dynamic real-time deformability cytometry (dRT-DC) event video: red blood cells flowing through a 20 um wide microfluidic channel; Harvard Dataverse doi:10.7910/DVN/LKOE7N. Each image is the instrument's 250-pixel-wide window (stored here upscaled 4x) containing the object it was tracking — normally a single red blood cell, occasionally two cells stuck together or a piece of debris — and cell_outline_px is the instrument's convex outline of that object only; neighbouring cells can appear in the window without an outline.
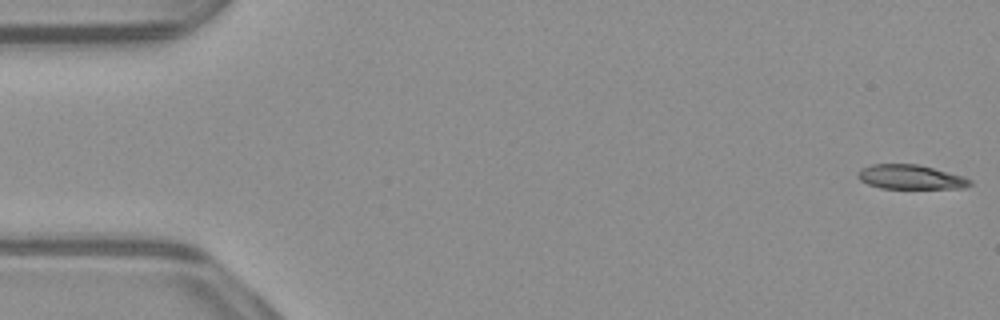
{"species": "common noctule bat (a hibernating species)", "species_latin": "Nyctalus noctula", "temperature_condition": "warm", "stored_images_in_passage": 47, "camera_frame_rate_fps": 3000, "um_per_image_px": 0.085, "animal": {"sex": "male", "body_mass_g": 23.1, "forearm_length_mm": 52.7}, "frame": {"image": 1, "passage_image": 1, "time_ms": 0.0, "image_size_px": [1000, 320], "cell_outline_px": [[972, 184], [964, 188], [880, 188], [868, 184], [860, 180], [856, 176], [856, 172], [860, 168], [872, 164], [916, 164], [964, 176], [972, 180]], "centroid_in_image_um": [77.36, 15.04], "position_along_channel_um": 7.6, "area_um2": 15.95}}
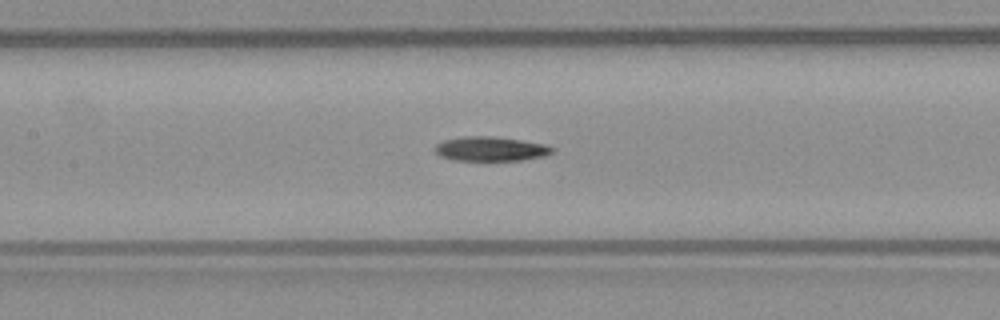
{"frame": {"image": 2, "passage_image": 24, "time_ms": 7.667, "image_size_px": [1000, 320], "cell_outline_px": [[556, 148], [552, 152], [544, 156], [520, 160], [452, 160], [440, 156], [432, 148], [436, 144], [444, 140], [464, 136], [492, 136], [520, 140], [544, 144]], "centroid_in_image_um": [41.67, 12.65], "position_along_channel_um": 165.7, "area_um2": 16.65}}
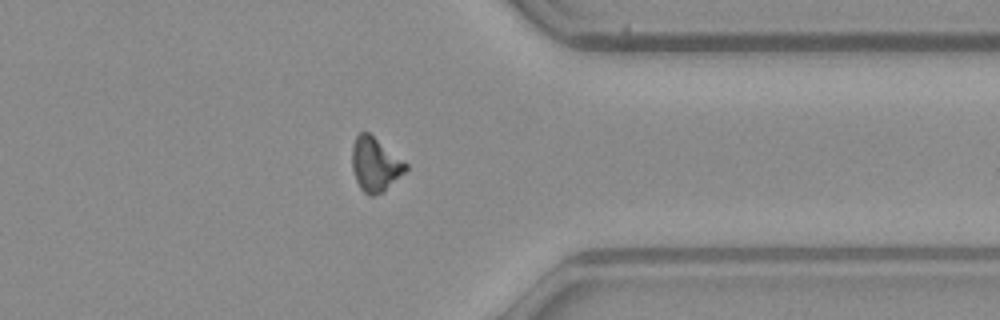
{"frame": {"image": 3, "passage_image": 41, "time_ms": 13.333, "image_size_px": [1000, 320], "cell_outline_px": [[408, 168], [384, 192], [372, 196], [368, 196], [360, 188], [356, 180], [352, 168], [352, 144], [356, 136], [360, 132], [368, 132], [408, 164]], "centroid_in_image_um": [31.87, 13.99], "position_along_channel_um": 379.5, "area_um2": 16.82}}